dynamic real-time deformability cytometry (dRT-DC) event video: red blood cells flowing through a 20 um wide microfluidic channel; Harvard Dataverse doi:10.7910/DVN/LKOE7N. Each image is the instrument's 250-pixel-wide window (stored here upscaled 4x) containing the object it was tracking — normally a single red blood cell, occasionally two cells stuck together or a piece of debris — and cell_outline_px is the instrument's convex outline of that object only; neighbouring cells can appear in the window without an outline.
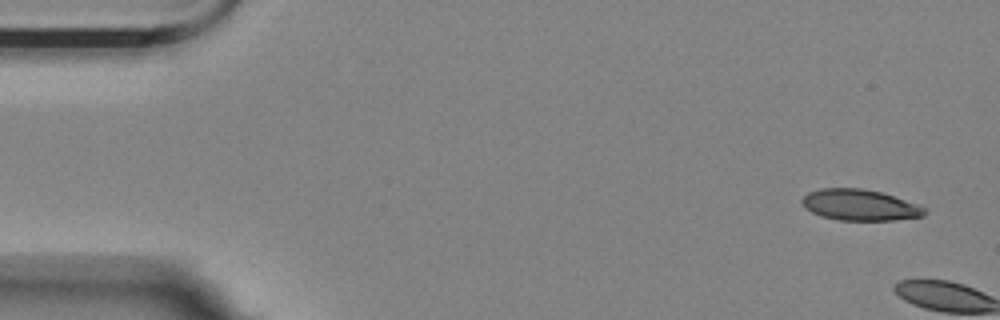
{"species": "Egyptian fruit bat (a non-hibernating species)", "species_latin": "Rousettus aegyptiacus", "temperature_condition": "room temperature", "stored_images_in_passage": 2, "camera_frame_rate_fps": 3000, "um_per_image_px": 0.085, "animal": {"sex": "female"}, "frame": {"image": 1, "passage_image": 1, "time_ms": 0.0, "image_size_px": [1000, 320], "cell_outline_px": [[928, 212], [924, 216], [892, 220], [840, 220], [820, 216], [804, 208], [800, 200], [808, 192], [820, 188], [860, 188], [880, 192], [928, 208]], "centroid_in_image_um": [73.06, 17.43], "position_along_channel_um": 11.9, "area_um2": 22.2}}